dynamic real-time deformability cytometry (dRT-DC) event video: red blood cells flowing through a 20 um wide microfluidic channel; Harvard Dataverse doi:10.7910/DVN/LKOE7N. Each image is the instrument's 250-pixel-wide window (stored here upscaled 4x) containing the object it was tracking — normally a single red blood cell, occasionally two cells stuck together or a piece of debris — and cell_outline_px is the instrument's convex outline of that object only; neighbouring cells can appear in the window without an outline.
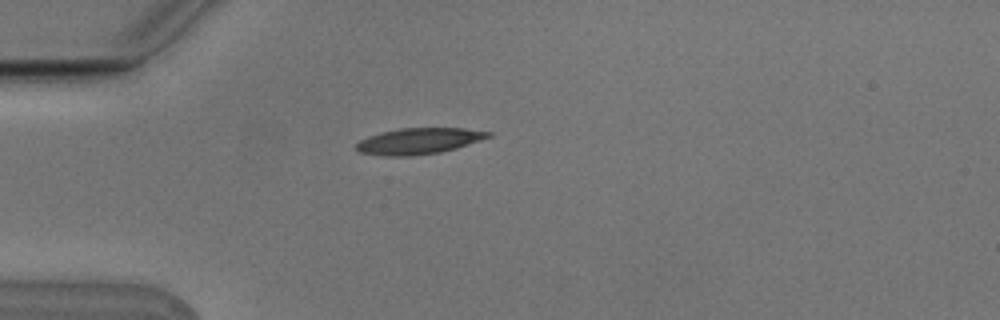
{"species": "Egyptian fruit bat (a non-hibernating species)", "species_latin": "Rousettus aegyptiacus", "temperature_condition": "cold", "stored_images_in_passage": 1, "camera_frame_rate_fps": 3000, "um_per_image_px": 0.085, "animal": {"sex": "male"}, "frame": {"image": 1, "passage_image": 1, "time_ms": 0.0, "image_size_px": [1000, 320], "cell_outline_px": [[492, 136], [456, 148], [440, 152], [408, 156], [380, 156], [360, 152], [356, 148], [356, 144], [360, 140], [368, 136], [380, 132], [400, 128], [464, 128], [492, 132]], "centroid_in_image_um": [35.58, 11.98], "position_along_channel_um": 49.4, "area_um2": 20.06}}